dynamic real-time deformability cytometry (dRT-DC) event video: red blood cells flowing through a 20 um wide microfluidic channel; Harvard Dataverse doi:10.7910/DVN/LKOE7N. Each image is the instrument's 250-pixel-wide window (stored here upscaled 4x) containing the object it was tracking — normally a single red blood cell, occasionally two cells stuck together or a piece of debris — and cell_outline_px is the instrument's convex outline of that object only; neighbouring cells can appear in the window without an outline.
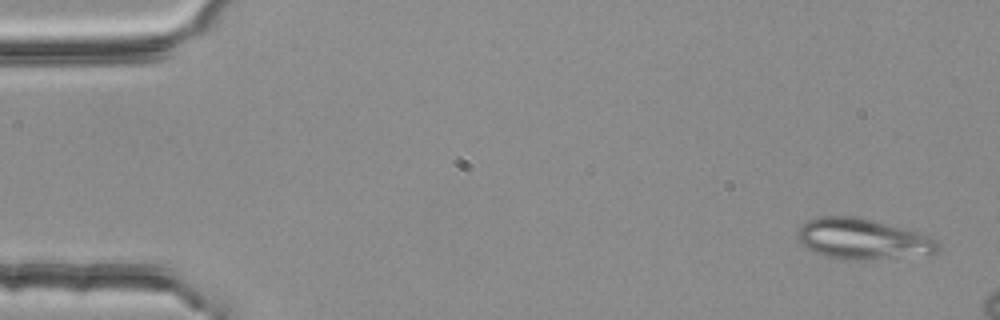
{"species": "common noctule bat (a hibernating species)", "species_latin": "Nyctalus noctula", "temperature_condition": "room temperature", "stored_images_in_passage": 12, "camera_frame_rate_fps": 3000, "um_per_image_px": 0.085, "animal": {"sex": "female", "body_mass_g": 25.1}, "frame": {"image": 1, "passage_image": 3, "time_ms": 0.667, "image_size_px": [1000, 320], "cell_outline_px": [[940, 248], [936, 252], [928, 256], [860, 260], [840, 260], [816, 252], [808, 248], [796, 236], [800, 228], [808, 220], [820, 216], [852, 216], [916, 232], [936, 240]], "centroid_in_image_um": [73.35, 20.35], "position_along_channel_um": 11.6, "area_um2": 32.83}}